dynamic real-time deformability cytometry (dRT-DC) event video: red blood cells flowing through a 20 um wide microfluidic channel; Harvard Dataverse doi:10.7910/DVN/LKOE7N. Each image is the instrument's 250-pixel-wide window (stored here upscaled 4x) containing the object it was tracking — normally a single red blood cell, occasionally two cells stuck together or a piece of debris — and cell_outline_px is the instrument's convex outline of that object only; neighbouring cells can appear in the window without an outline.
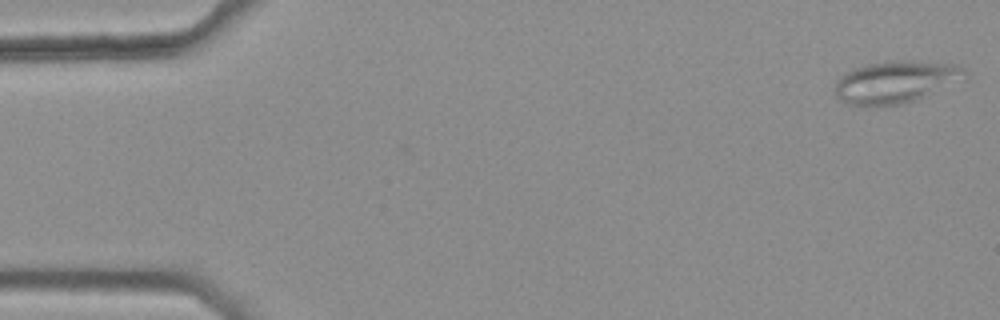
{"species": "common noctule bat (a hibernating species)", "species_latin": "Nyctalus noctula", "temperature_condition": "warm", "stored_images_in_passage": 13, "camera_frame_rate_fps": 3000, "um_per_image_px": 0.085, "animal": {"sex": "female", "body_mass_g": 25.1}, "frame": {"image": 1, "passage_image": 1, "time_ms": 0.0, "image_size_px": [1000, 320], "cell_outline_px": [[968, 72], [964, 80], [916, 100], [900, 104], [848, 104], [836, 96], [836, 80], [844, 72], [852, 68], [868, 64], [888, 60], [912, 60], [960, 64]], "centroid_in_image_um": [76.2, 6.91], "position_along_channel_um": 8.8, "area_um2": 32.08}}